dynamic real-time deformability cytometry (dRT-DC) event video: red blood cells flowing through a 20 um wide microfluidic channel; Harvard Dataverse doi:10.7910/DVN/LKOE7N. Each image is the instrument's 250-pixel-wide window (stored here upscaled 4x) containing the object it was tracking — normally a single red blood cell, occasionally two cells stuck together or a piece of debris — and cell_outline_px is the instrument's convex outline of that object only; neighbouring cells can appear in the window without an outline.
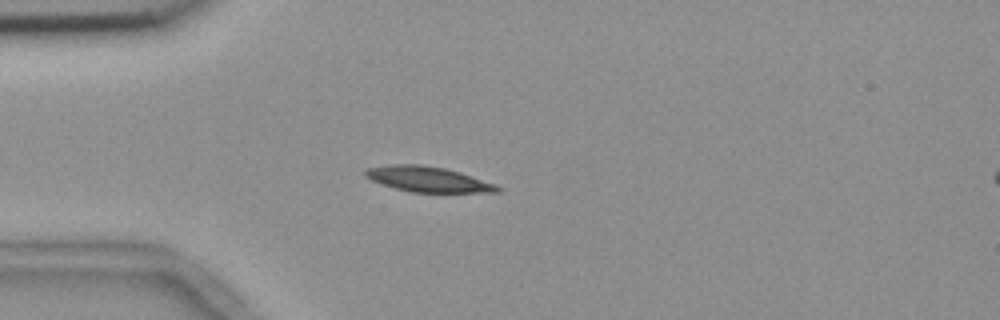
{"species": "common noctule bat (a hibernating species)", "species_latin": "Nyctalus noctula", "temperature_condition": "room temperature", "stored_images_in_passage": 41, "camera_frame_rate_fps": 3000, "um_per_image_px": 0.085, "animal": {"sex": "female", "body_mass_g": 18.4}, "frame": {"image": 1, "passage_image": 1, "time_ms": 0.0, "image_size_px": [1000, 320], "cell_outline_px": [[504, 188], [500, 192], [408, 192], [372, 180], [364, 176], [364, 168], [396, 164], [420, 164], [444, 168], [460, 172], [496, 184]], "centroid_in_image_um": [36.4, 15.23], "position_along_channel_um": 48.6, "area_um2": 19.48}}
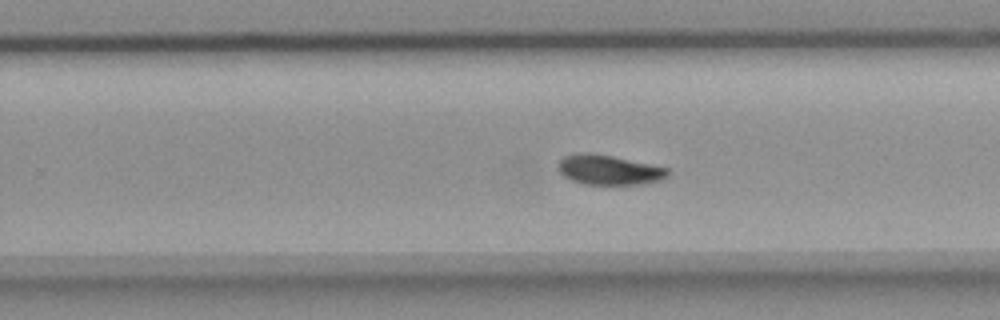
{"frame": {"image": 2, "passage_image": 21, "time_ms": 6.667, "image_size_px": [1000, 320], "cell_outline_px": [[668, 176], [660, 180], [644, 184], [584, 184], [572, 180], [564, 176], [560, 172], [556, 164], [564, 156], [612, 156], [668, 168]], "centroid_in_image_um": [51.81, 14.49], "position_along_channel_um": 278.0, "area_um2": 18.15}}
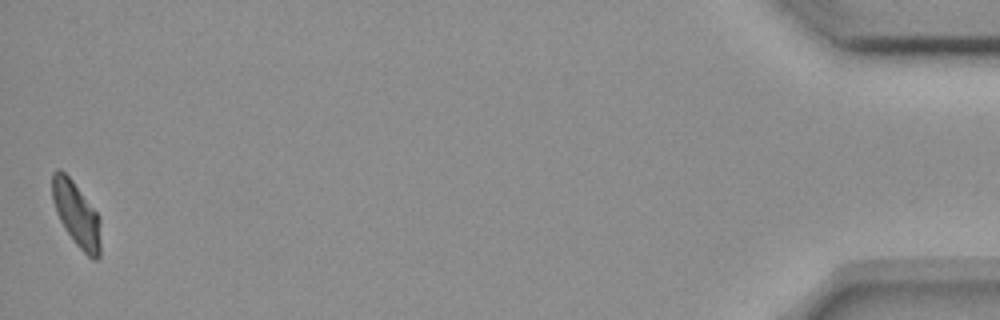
{"frame": {"image": 3, "passage_image": 41, "time_ms": 13.333, "image_size_px": [1000, 320], "cell_outline_px": [[100, 256], [96, 260], [92, 260], [76, 244], [64, 228], [56, 212], [52, 200], [52, 172], [56, 168], [60, 168], [72, 180], [100, 216]], "centroid_in_image_um": [6.49, 18.2], "position_along_channel_um": 428.7, "area_um2": 18.32}, "authors_computed_cell_mechanics": {"area_um2": 19.2474, "velocity_mm_per_s": 3.6547, "shape_relaxation_time_tau1_ms": 6.284, "shape_relaxation_time_tau2_ms": 7.0017, "deformation_change_tau1": 0.1631, "deformation_change_tau2": 0.0837}}